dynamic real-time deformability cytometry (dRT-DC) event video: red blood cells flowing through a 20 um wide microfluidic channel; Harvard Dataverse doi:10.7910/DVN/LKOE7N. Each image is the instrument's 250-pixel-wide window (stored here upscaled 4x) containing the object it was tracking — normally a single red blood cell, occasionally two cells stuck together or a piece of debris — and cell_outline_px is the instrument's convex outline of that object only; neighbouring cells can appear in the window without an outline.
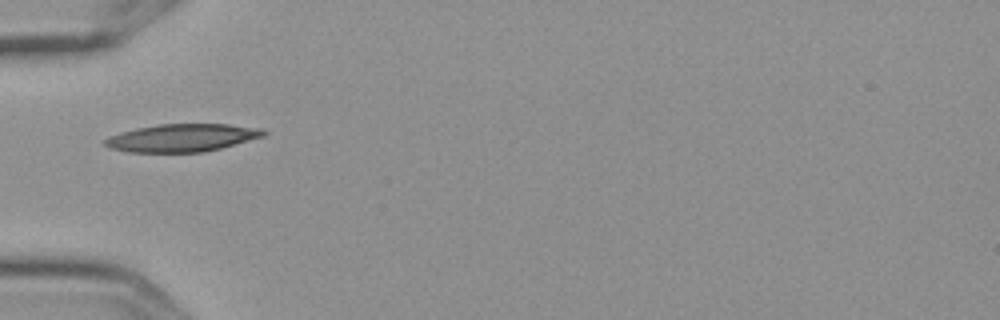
{"species": "Egyptian fruit bat (a non-hibernating species)", "species_latin": "Rousettus aegyptiacus", "temperature_condition": "cold", "stored_images_in_passage": 5, "camera_frame_rate_fps": 3000, "um_per_image_px": 0.085, "frame": {"image": 1, "passage_image": 1, "time_ms": 0.0, "image_size_px": [1000, 320], "cell_outline_px": [[268, 132], [264, 136], [220, 148], [200, 152], [128, 152], [108, 148], [100, 140], [108, 136], [120, 132], [136, 128], [160, 124], [228, 124], [264, 128]], "centroid_in_image_um": [15.43, 11.71], "position_along_channel_um": 69.6, "area_um2": 25.84}}
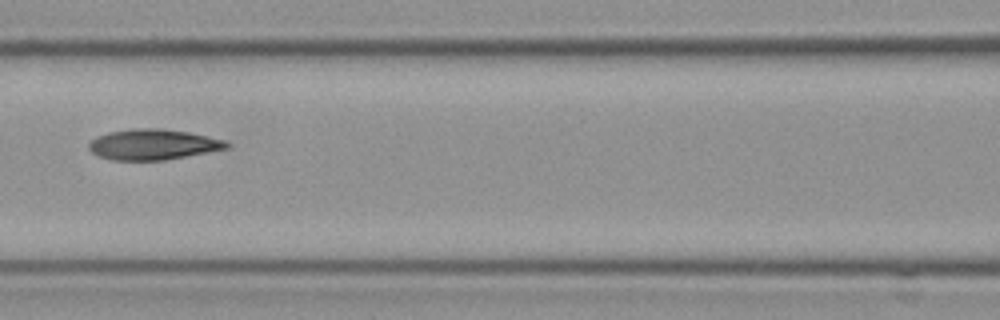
{"frame": {"image": 2, "passage_image": 3, "time_ms": 0.667, "image_size_px": [1000, 320], "cell_outline_px": [[232, 144], [228, 148], [208, 152], [164, 160], [112, 160], [96, 156], [88, 148], [88, 144], [96, 136], [108, 132], [136, 128], [160, 128], [188, 132], [224, 140]], "centroid_in_image_um": [12.98, 12.28], "position_along_channel_um": 153.6, "area_um2": 24.57}}
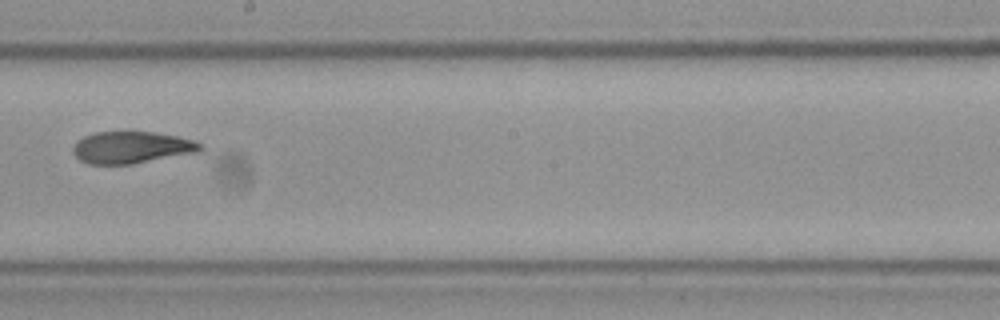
{"frame": {"image": 3, "passage_image": 5, "time_ms": 1.333, "image_size_px": [1000, 320], "cell_outline_px": [[204, 148], [200, 152], [132, 164], [88, 164], [80, 160], [72, 152], [72, 148], [76, 140], [92, 132], [128, 128], [176, 136], [196, 140], [204, 144]], "centroid_in_image_um": [11.19, 12.48], "position_along_channel_um": 237.0, "area_um2": 24.85}}